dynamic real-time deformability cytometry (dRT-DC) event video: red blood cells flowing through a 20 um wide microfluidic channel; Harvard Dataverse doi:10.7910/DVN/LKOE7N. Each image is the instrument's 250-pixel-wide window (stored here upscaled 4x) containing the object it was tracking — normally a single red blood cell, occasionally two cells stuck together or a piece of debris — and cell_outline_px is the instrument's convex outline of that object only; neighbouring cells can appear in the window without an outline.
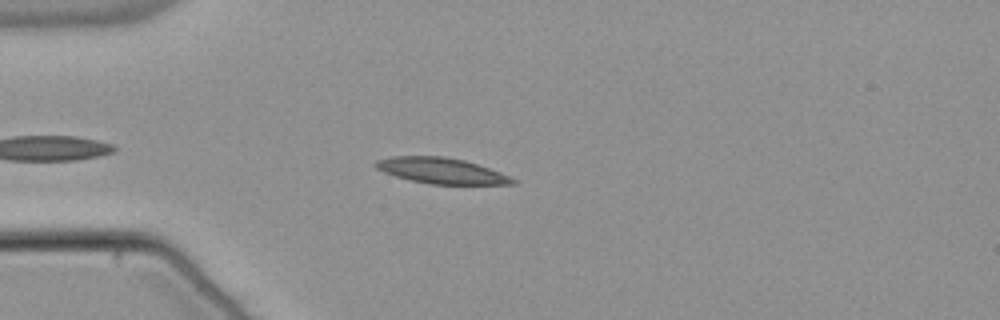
{"species": "common noctule bat (a hibernating species)", "species_latin": "Nyctalus noctula", "temperature_condition": "warm", "stored_images_in_passage": 42, "camera_frame_rate_fps": 3000, "um_per_image_px": 0.085, "animal": {"sex": "male", "body_mass_g": 21.5, "forearm_length_mm": 52.0}, "frame": {"image": 1, "passage_image": 6, "time_ms": 1.667, "image_size_px": [1000, 320], "cell_outline_px": [[516, 184], [432, 184], [408, 180], [384, 172], [376, 168], [372, 164], [376, 160], [392, 156], [444, 156], [464, 160], [500, 172], [516, 180]], "centroid_in_image_um": [37.46, 14.51], "position_along_channel_um": 47.5, "area_um2": 20.46}}
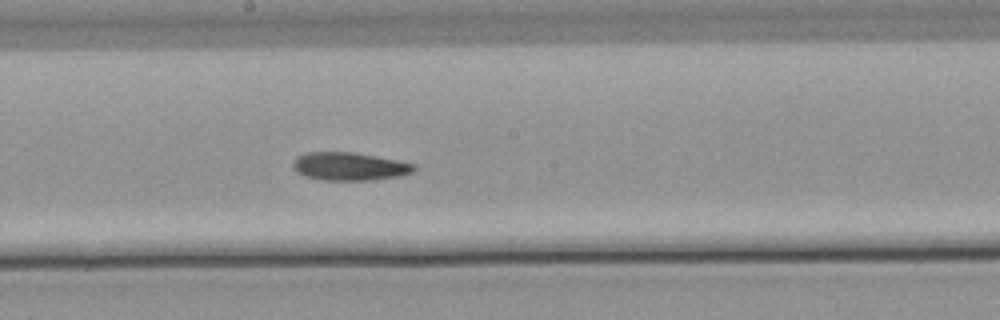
{"frame": {"image": 2, "passage_image": 21, "time_ms": 6.667, "image_size_px": [1000, 320], "cell_outline_px": [[416, 168], [412, 172], [400, 176], [372, 180], [320, 180], [304, 176], [296, 172], [292, 168], [292, 160], [296, 156], [304, 152], [352, 152], [396, 160], [416, 164]], "centroid_in_image_um": [29.64, 14.14], "position_along_channel_um": 218.6, "area_um2": 20.0}}
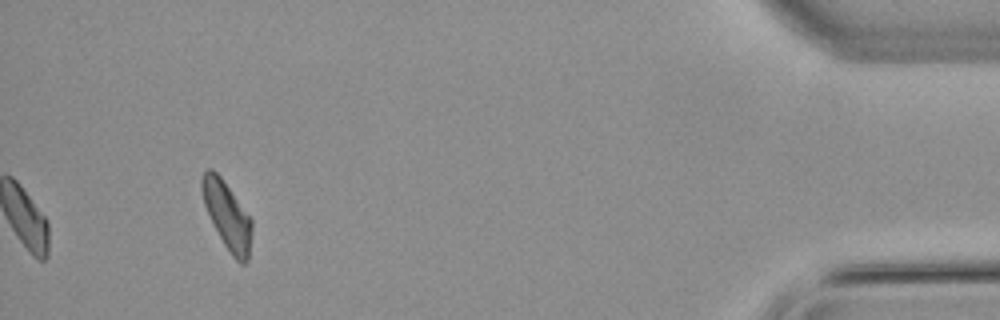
{"frame": {"image": 3, "passage_image": 42, "time_ms": 13.667, "image_size_px": [1000, 320], "cell_outline_px": [[252, 232], [248, 260], [244, 264], [240, 264], [232, 256], [224, 244], [204, 204], [200, 188], [200, 176], [208, 168], [212, 168], [220, 176], [252, 220]], "centroid_in_image_um": [19.3, 18.3], "position_along_channel_um": 415.9, "area_um2": 19.31}}